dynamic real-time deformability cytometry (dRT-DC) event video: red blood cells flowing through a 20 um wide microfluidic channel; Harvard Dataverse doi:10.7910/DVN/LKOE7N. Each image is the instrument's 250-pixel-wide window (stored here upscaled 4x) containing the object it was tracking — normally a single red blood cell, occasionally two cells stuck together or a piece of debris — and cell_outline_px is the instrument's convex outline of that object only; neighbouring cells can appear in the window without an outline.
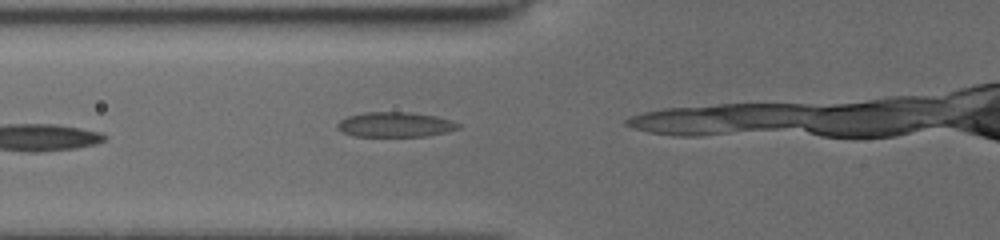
{"species": "common noctule bat (a hibernating species)", "species_latin": "Nyctalus noctula", "temperature_condition": "cold", "stored_images_in_passage": 16, "camera_frame_rate_fps": 3000, "um_per_image_px": 0.085, "animal": {"sex": "female", "body_mass_g": 19.5, "forearm_length_mm": 54.1}, "frame": {"image": 1, "passage_image": 16, "time_ms": 8.333, "image_size_px": [1000, 240], "cell_outline_px": [[460, 128], [428, 136], [352, 136], [340, 132], [336, 128], [336, 124], [340, 120], [348, 116], [364, 112], [408, 112], [436, 116], [460, 124]], "centroid_in_image_um": [33.52, 10.59], "position_along_channel_um": 92.3, "area_um2": 17.57}}